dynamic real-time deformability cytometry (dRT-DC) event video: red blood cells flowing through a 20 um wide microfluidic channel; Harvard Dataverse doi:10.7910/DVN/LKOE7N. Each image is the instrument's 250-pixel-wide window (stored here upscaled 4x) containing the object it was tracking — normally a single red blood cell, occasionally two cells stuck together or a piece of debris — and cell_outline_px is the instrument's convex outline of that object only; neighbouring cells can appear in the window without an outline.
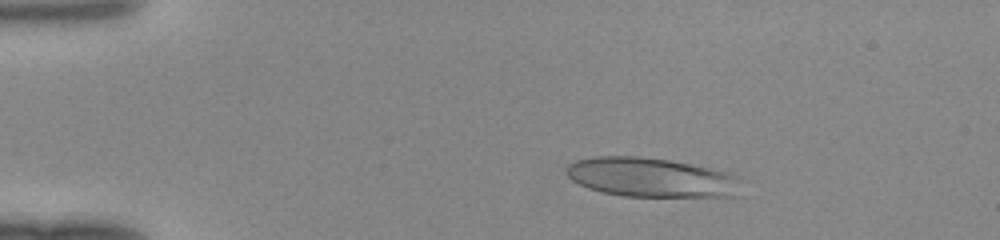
{"species": "human", "species_latin": "Homo sapiens", "temperature_condition": "room temperature", "stored_images_in_passage": 47, "camera_frame_rate_fps": 3000, "um_per_image_px": 0.085, "donor": {"sex": "female"}, "frame": {"image": 1, "passage_image": 8, "time_ms": 2.333, "image_size_px": [1000, 240], "cell_outline_px": [[744, 196], [624, 196], [600, 192], [588, 188], [572, 180], [564, 172], [568, 164], [576, 160], [596, 156], [640, 156], [668, 160], [732, 172], [736, 176]], "centroid_in_image_um": [55.37, 15.08], "position_along_channel_um": 29.6, "area_um2": 40.34}}
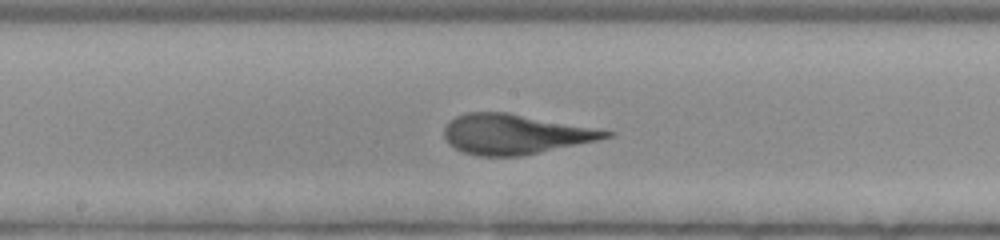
{"frame": {"image": 2, "passage_image": 25, "time_ms": 8.0, "image_size_px": [1000, 240], "cell_outline_px": [[616, 132], [612, 136], [596, 140], [520, 156], [476, 156], [464, 152], [448, 144], [444, 136], [444, 128], [448, 120], [464, 112], [508, 112]], "centroid_in_image_um": [43.7, 11.39], "position_along_channel_um": 204.5, "area_um2": 37.4}}
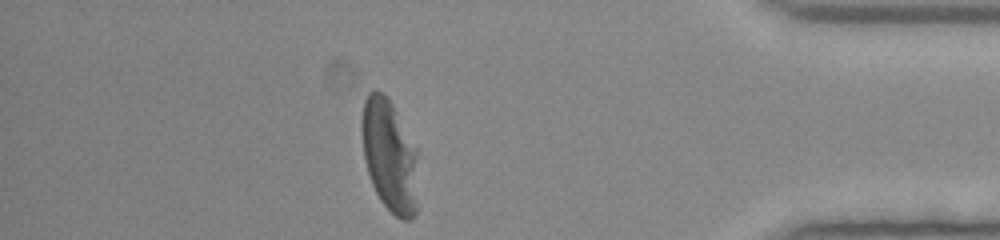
{"frame": {"image": 3, "passage_image": 41, "time_ms": 13.333, "image_size_px": [1000, 240], "cell_outline_px": [[416, 212], [412, 220], [404, 220], [396, 216], [380, 200], [372, 184], [368, 172], [364, 156], [360, 132], [360, 120], [364, 100], [368, 92], [372, 88], [376, 88], [384, 92], [392, 104], [416, 148]], "centroid_in_image_um": [33.06, 13.17], "position_along_channel_um": 402.1, "area_um2": 36.93}}